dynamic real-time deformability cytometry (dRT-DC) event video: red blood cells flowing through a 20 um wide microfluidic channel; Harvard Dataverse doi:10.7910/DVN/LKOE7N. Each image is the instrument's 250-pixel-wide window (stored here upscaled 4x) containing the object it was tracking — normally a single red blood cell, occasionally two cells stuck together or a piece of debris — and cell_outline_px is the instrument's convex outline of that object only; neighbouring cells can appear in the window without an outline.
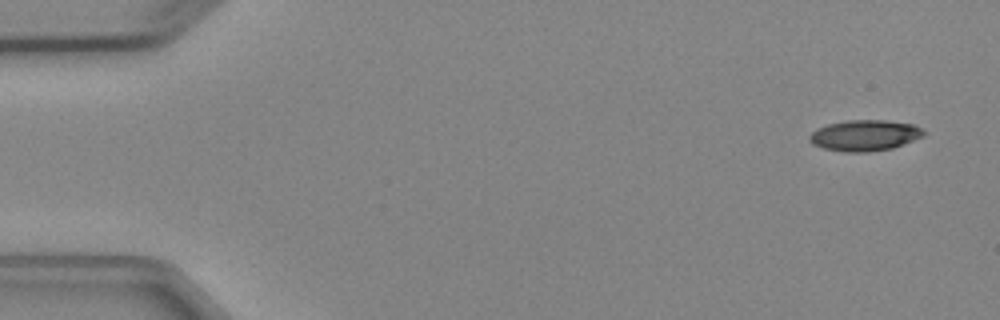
{"species": "Egyptian fruit bat (a non-hibernating species)", "species_latin": "Rousettus aegyptiacus", "temperature_condition": "cold", "stored_images_in_passage": 5, "camera_frame_rate_fps": 3000, "um_per_image_px": 0.085, "animal": {"sex": "female"}, "frame": {"image": 1, "passage_image": 1, "time_ms": 0.0, "image_size_px": [1000, 320], "cell_outline_px": [[924, 136], [892, 148], [868, 152], [844, 152], [824, 148], [812, 144], [808, 140], [808, 136], [816, 128], [828, 124], [848, 120], [884, 120], [912, 124], [920, 128], [924, 132]], "centroid_in_image_um": [73.45, 11.51], "position_along_channel_um": 11.5, "area_um2": 20.52}}
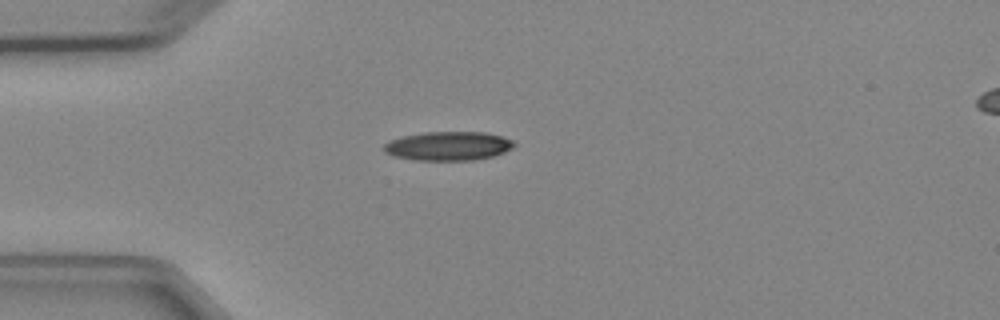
{"frame": {"image": 2, "passage_image": 4, "time_ms": 3.667, "image_size_px": [1000, 320], "cell_outline_px": [[516, 144], [512, 148], [504, 152], [492, 156], [476, 160], [412, 160], [392, 156], [384, 152], [384, 144], [388, 140], [404, 136], [424, 132], [484, 132], [500, 136], [512, 140]], "centroid_in_image_um": [38.07, 12.41], "position_along_channel_um": 46.9, "area_um2": 22.02}}